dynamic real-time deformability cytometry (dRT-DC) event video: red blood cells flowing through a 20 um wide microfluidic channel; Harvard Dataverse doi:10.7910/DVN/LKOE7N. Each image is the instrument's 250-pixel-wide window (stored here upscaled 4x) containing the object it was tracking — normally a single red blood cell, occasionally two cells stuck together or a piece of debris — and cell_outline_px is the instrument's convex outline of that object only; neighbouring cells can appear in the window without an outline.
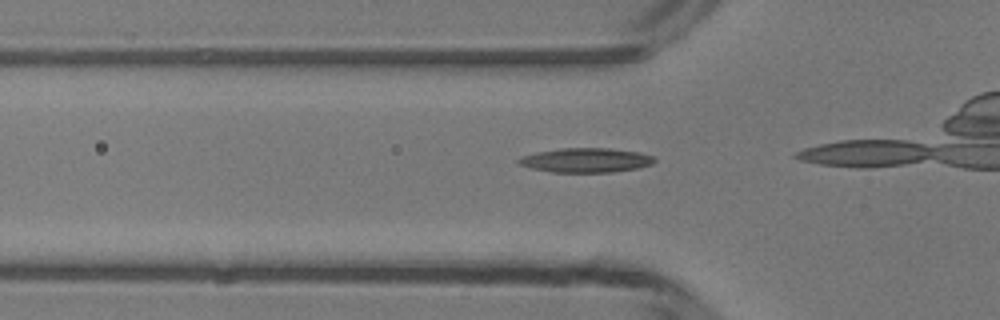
{"species": "common noctule bat (a hibernating species)", "species_latin": "Nyctalus noctula", "temperature_condition": "room temperature", "stored_images_in_passage": 5, "camera_frame_rate_fps": 3000, "um_per_image_px": 0.085, "animal": {"sex": "male", "body_mass_g": 13.3}, "frame": {"image": 1, "passage_image": 3, "time_ms": 0.667, "image_size_px": [1000, 320], "cell_outline_px": [[656, 160], [652, 164], [640, 168], [612, 172], [552, 172], [532, 168], [520, 164], [516, 160], [520, 156], [536, 152], [560, 148], [608, 148], [640, 152], [652, 156]], "centroid_in_image_um": [49.81, 13.61], "position_along_channel_um": 76.0, "area_um2": 19.36}}